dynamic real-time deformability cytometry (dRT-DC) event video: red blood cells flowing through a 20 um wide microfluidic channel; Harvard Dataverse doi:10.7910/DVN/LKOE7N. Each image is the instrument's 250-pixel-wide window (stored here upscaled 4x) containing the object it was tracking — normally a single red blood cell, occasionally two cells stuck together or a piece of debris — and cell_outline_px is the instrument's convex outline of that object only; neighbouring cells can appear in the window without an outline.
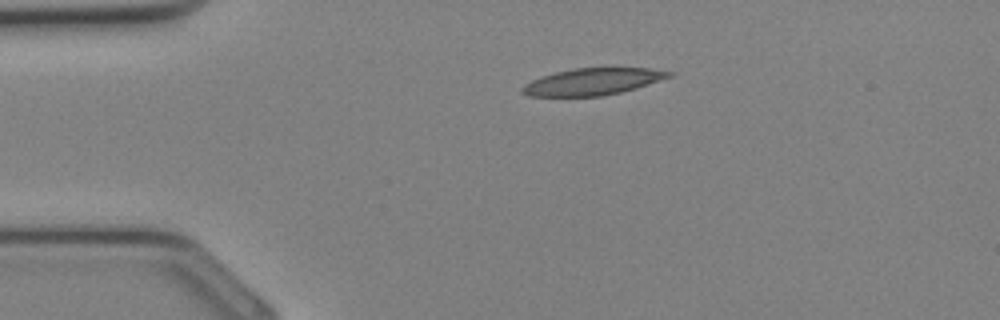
{"species": "Egyptian fruit bat (a non-hibernating species)", "species_latin": "Rousettus aegyptiacus", "temperature_condition": "cold", "stored_images_in_passage": 28, "camera_frame_rate_fps": 3000, "um_per_image_px": 0.085, "animal": {"sex": "female"}, "frame": {"image": 1, "passage_image": 1, "time_ms": 0.0, "image_size_px": [1000, 320], "cell_outline_px": [[676, 72], [672, 76], [636, 88], [604, 96], [528, 96], [520, 92], [520, 88], [524, 84], [540, 76], [572, 68], [648, 68]], "centroid_in_image_um": [50.35, 6.94], "position_along_channel_um": 34.6, "area_um2": 23.0}}
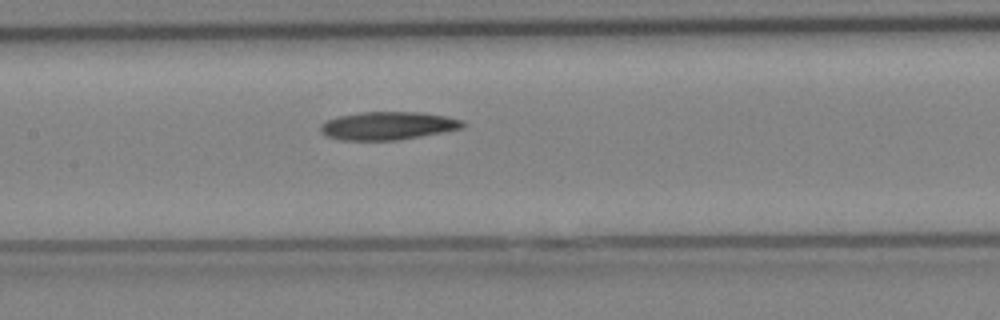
{"frame": {"image": 2, "passage_image": 10, "time_ms": 3.0, "image_size_px": [1000, 320], "cell_outline_px": [[468, 124], [464, 128], [444, 132], [400, 140], [340, 140], [328, 136], [320, 132], [320, 124], [328, 120], [340, 116], [360, 112], [420, 112], [444, 116], [464, 120]], "centroid_in_image_um": [33.02, 10.69], "position_along_channel_um": 174.4, "area_um2": 23.41}}
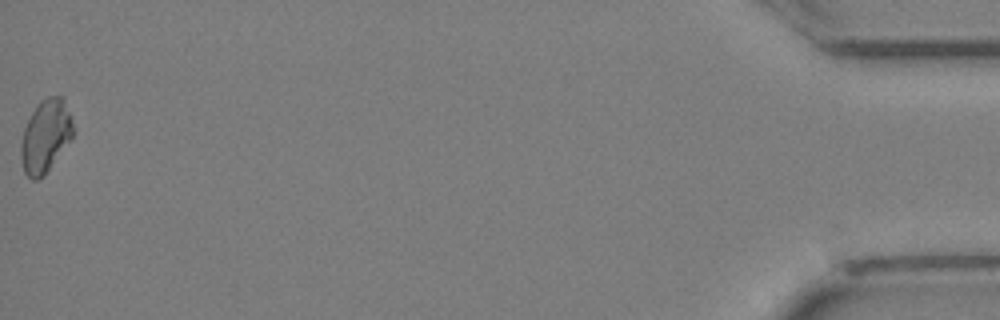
{"frame": {"image": 3, "passage_image": 28, "time_ms": 9.0, "image_size_px": [1000, 320], "cell_outline_px": [[72, 136], [44, 176], [36, 180], [32, 180], [24, 172], [20, 156], [20, 144], [24, 128], [36, 104], [40, 100], [48, 96], [64, 96], [72, 116]], "centroid_in_image_um": [3.85, 11.53], "position_along_channel_um": 431.3, "area_um2": 22.14}}